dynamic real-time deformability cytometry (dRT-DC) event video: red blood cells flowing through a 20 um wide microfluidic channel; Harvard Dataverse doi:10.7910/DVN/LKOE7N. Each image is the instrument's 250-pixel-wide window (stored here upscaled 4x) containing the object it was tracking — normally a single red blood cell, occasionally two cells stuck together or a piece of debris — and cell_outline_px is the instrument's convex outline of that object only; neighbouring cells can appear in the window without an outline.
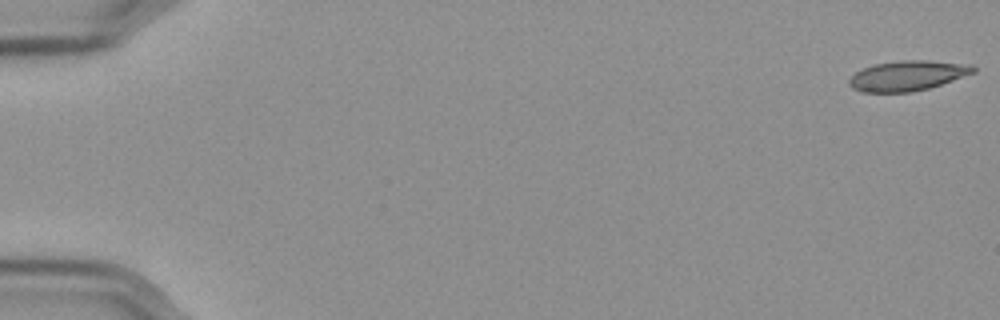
{"species": "Egyptian fruit bat (a non-hibernating species)", "species_latin": "Rousettus aegyptiacus", "temperature_condition": "cold", "stored_images_in_passage": 17, "camera_frame_rate_fps": 3000, "um_per_image_px": 0.085, "frame": {"image": 1, "passage_image": 1, "time_ms": 0.0, "image_size_px": [1000, 320], "cell_outline_px": [[976, 72], [928, 88], [912, 92], [864, 92], [852, 88], [848, 84], [848, 80], [856, 72], [864, 68], [876, 64], [900, 60], [928, 60], [972, 64], [976, 68]], "centroid_in_image_um": [77.16, 6.42], "position_along_channel_um": 7.8, "area_um2": 21.68}}
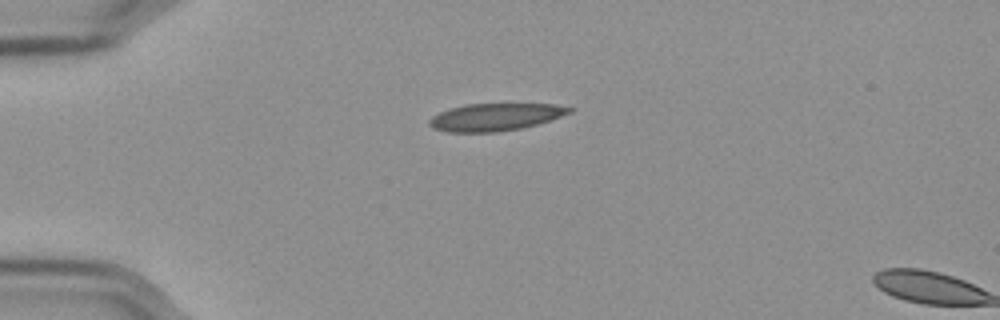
{"frame": {"image": 2, "passage_image": 15, "time_ms": 4.667, "image_size_px": [1000, 320], "cell_outline_px": [[576, 108], [572, 112], [536, 124], [520, 128], [496, 132], [448, 132], [432, 128], [428, 124], [428, 120], [432, 116], [448, 108], [464, 104], [556, 104]], "centroid_in_image_um": [42.06, 9.94], "position_along_channel_um": 42.9, "area_um2": 22.37}}